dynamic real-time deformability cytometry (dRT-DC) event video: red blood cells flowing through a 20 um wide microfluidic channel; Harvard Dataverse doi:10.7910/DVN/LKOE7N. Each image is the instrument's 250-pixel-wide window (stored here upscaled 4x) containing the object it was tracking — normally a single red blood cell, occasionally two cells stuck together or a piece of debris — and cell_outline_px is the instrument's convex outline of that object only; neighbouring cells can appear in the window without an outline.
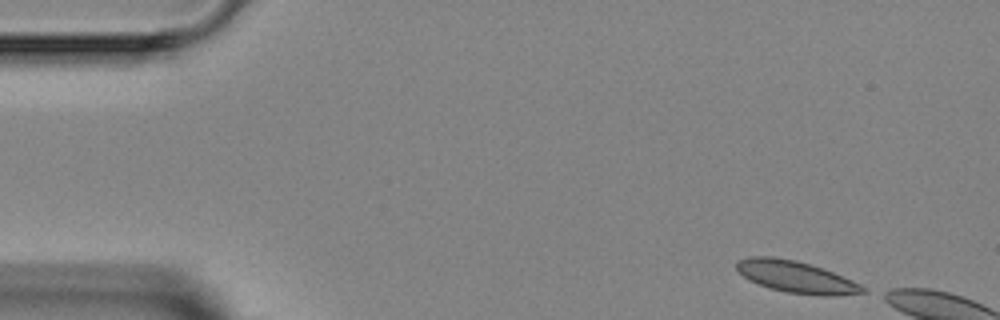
{"species": "Egyptian fruit bat (a non-hibernating species)", "species_latin": "Rousettus aegyptiacus", "temperature_condition": "room temperature", "stored_images_in_passage": 2, "camera_frame_rate_fps": 3000, "um_per_image_px": 0.085, "animal": {"sex": "female"}, "frame": {"image": 1, "passage_image": 1, "time_ms": 0.0, "image_size_px": [1000, 320], "cell_outline_px": [[868, 292], [836, 296], [820, 296], [788, 292], [772, 288], [748, 280], [736, 268], [736, 264], [740, 260], [748, 256], [772, 256], [796, 260], [832, 272], [852, 280], [868, 288]], "centroid_in_image_um": [67.71, 23.54], "position_along_channel_um": 17.3, "area_um2": 23.18}}